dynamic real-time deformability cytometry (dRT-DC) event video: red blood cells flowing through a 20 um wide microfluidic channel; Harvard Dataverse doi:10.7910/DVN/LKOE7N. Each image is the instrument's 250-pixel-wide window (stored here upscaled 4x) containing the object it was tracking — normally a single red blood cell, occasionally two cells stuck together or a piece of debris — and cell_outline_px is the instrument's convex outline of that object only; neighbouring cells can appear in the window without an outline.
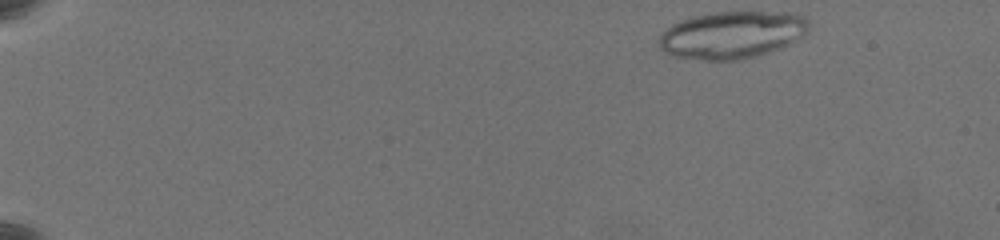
{"species": "common noctule bat (a hibernating species)", "species_latin": "Nyctalus noctula", "temperature_condition": "warm", "stored_images_in_passage": 55, "camera_frame_rate_fps": 3000, "um_per_image_px": 0.085, "animal": {"sex": "female", "body_mass_g": 19.5, "forearm_length_mm": 54.1}, "frame": {"image": 1, "passage_image": 1, "time_ms": 0.0, "image_size_px": [1000, 240], "cell_outline_px": [[808, 32], [804, 36], [780, 48], [756, 56], [740, 60], [704, 60], [676, 56], [664, 52], [660, 48], [656, 40], [672, 24], [680, 20], [692, 16], [716, 12], [788, 12], [804, 16], [808, 20]], "centroid_in_image_um": [62.22, 2.96], "position_along_channel_um": 22.8, "area_um2": 41.38}}